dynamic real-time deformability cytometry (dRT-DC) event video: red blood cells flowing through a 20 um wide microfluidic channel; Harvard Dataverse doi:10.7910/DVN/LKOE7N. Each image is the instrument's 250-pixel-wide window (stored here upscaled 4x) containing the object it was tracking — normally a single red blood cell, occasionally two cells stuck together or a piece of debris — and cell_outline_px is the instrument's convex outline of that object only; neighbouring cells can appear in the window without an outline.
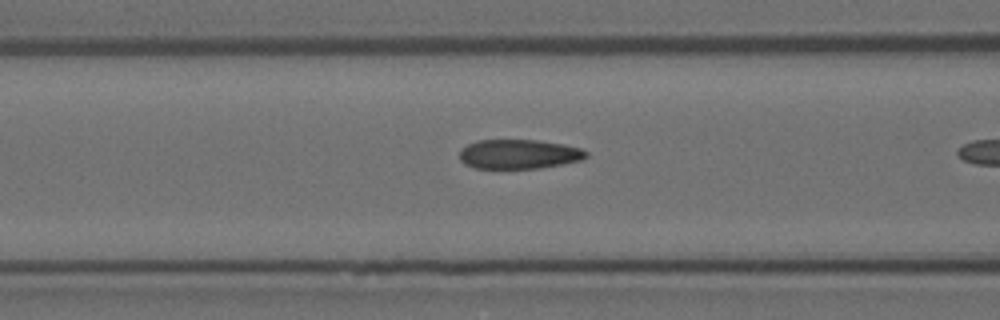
{"species": "Egyptian fruit bat (a non-hibernating species)", "species_latin": "Rousettus aegyptiacus", "temperature_condition": "room temperature", "stored_images_in_passage": 20, "camera_frame_rate_fps": 3000, "um_per_image_px": 0.085, "animal": {"sex": "female"}, "frame": {"image": 1, "passage_image": 18, "time_ms": 5.667, "image_size_px": [1000, 320], "cell_outline_px": [[588, 156], [584, 160], [564, 164], [540, 168], [472, 168], [464, 164], [460, 160], [460, 152], [468, 144], [476, 140], [536, 140], [564, 144], [580, 148], [588, 152]], "centroid_in_image_um": [44.14, 13.11], "position_along_channel_um": 122.5, "area_um2": 21.85}}